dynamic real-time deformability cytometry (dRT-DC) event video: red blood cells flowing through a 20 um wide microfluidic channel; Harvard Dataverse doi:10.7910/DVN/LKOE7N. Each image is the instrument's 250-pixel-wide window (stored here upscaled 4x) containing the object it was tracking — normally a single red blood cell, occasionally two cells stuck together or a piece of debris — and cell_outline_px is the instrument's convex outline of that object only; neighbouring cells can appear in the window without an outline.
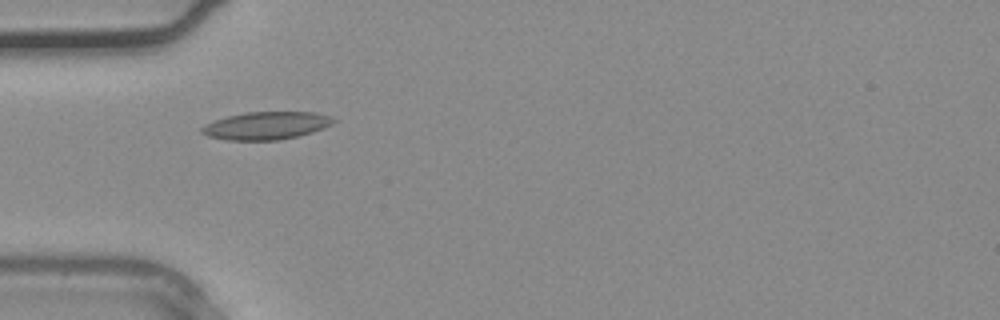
{"species": "common noctule bat (a hibernating species)", "species_latin": "Nyctalus noctula", "temperature_condition": "warm", "stored_images_in_passage": 36, "camera_frame_rate_fps": 3000, "um_per_image_px": 0.085, "animal": {"sex": "male", "body_mass_g": 20.4}, "frame": {"image": 1, "passage_image": 11, "time_ms": 3.333, "image_size_px": [1000, 320], "cell_outline_px": [[336, 120], [332, 124], [324, 128], [312, 132], [280, 140], [228, 140], [208, 136], [200, 132], [200, 128], [204, 124], [212, 120], [244, 112], [316, 112], [332, 116]], "centroid_in_image_um": [22.62, 10.67], "position_along_channel_um": 62.4, "area_um2": 21.44}}